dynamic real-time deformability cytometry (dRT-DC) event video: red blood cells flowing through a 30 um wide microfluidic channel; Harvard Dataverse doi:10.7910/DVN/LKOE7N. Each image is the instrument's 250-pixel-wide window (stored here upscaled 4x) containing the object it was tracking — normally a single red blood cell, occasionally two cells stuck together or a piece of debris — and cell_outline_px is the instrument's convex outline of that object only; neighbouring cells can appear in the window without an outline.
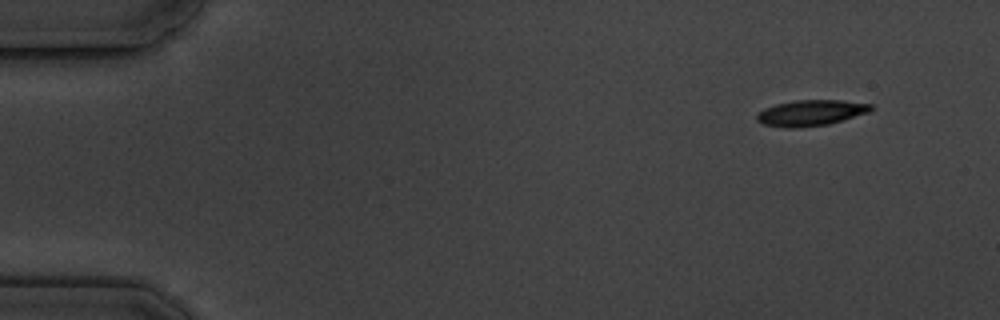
{"species": "common noctule bat (a hibernating species)", "species_latin": "Nyctalus noctula", "temperature_condition": "cold", "stored_images_in_passage": 10, "camera_frame_rate_fps": 3000, "um_per_image_px": 0.085, "animal": {"sex": "male", "body_mass_g": 19.5, "forearm_length_mm": 54.6}, "frame": {"image": 1, "passage_image": 1, "time_ms": 0.0, "image_size_px": [1000, 320], "cell_outline_px": [[872, 108], [868, 112], [828, 124], [792, 128], [788, 128], [764, 124], [756, 120], [756, 112], [764, 108], [776, 104], [796, 100], [840, 100], [872, 104]], "centroid_in_image_um": [68.87, 9.58], "position_along_channel_um": 16.1, "area_um2": 16.99}}